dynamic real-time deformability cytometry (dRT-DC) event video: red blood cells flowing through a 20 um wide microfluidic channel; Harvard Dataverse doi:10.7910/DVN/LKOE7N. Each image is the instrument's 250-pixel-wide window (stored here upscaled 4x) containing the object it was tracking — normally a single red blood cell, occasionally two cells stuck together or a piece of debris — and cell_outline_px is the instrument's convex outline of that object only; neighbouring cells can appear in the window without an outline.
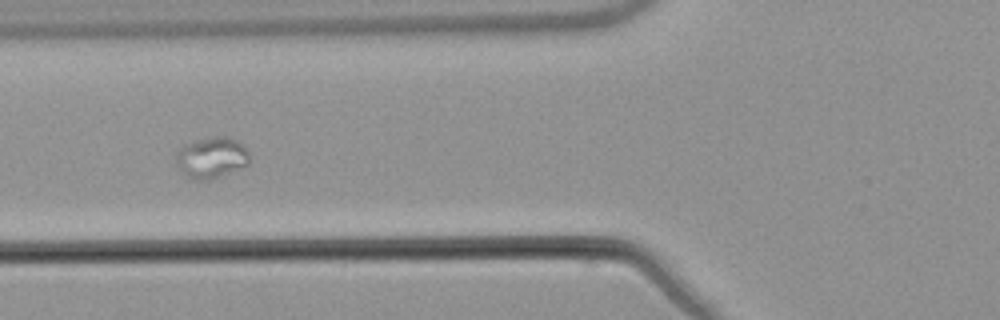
{"species": "common noctule bat (a hibernating species)", "species_latin": "Nyctalus noctula", "temperature_condition": "warm", "stored_images_in_passage": 14, "segment_of_instrument_passage": [1, 2], "camera_frame_rate_fps": 3000, "um_per_image_px": 0.085, "animal": {"sex": "male", "body_mass_g": 21.5, "forearm_length_mm": 52.0}, "frame": {"image": 1, "passage_image": 7, "time_ms": 8.333, "image_size_px": [1000, 320], "cell_outline_px": [[248, 164], [220, 176], [208, 180], [196, 180], [180, 172], [176, 160], [176, 152], [184, 144], [212, 136], [228, 136], [244, 144], [248, 152]], "centroid_in_image_um": [17.97, 13.38], "position_along_channel_um": 107.8, "area_um2": 17.51}}
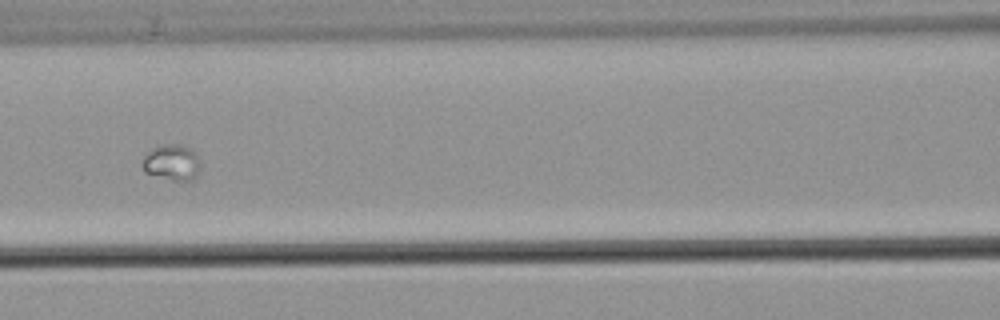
{"frame": {"image": 2, "passage_image": 8, "time_ms": 9.667, "image_size_px": [1000, 320], "cell_outline_px": [[200, 168], [196, 176], [192, 180], [172, 180], [144, 172], [144, 156], [152, 148], [160, 144], [180, 144], [192, 148], [196, 152], [200, 164]], "centroid_in_image_um": [14.65, 13.78], "position_along_channel_um": 152.0, "area_um2": 12.14}}